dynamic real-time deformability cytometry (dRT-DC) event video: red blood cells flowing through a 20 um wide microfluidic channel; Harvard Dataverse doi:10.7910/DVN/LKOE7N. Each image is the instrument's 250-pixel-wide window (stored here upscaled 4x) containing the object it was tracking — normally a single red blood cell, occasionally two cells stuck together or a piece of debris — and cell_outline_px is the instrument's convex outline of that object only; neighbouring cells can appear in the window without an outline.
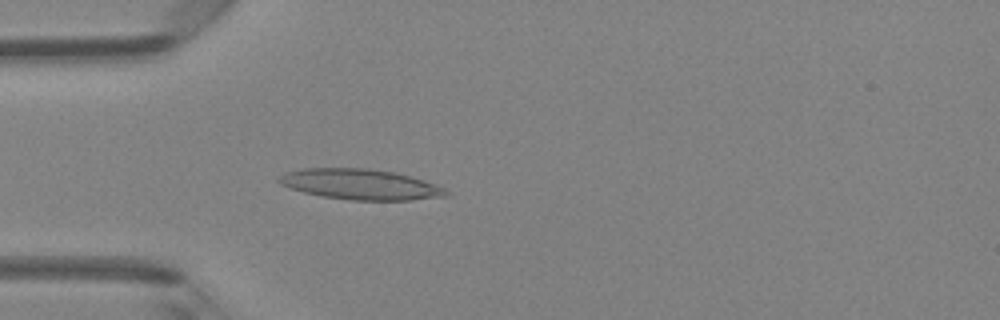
{"species": "Egyptian fruit bat (a non-hibernating species)", "species_latin": "Rousettus aegyptiacus", "temperature_condition": "room temperature", "stored_images_in_passage": 46, "camera_frame_rate_fps": 3000, "um_per_image_px": 0.085, "animal": {"sex": "female"}, "frame": {"image": 1, "passage_image": 13, "time_ms": 4.0, "image_size_px": [1000, 320], "cell_outline_px": [[452, 192], [448, 196], [412, 200], [352, 200], [324, 196], [304, 192], [280, 184], [276, 180], [280, 176], [288, 172], [304, 168], [368, 168], [392, 172], [408, 176], [444, 188]], "centroid_in_image_um": [30.64, 15.67], "position_along_channel_um": 54.4, "area_um2": 29.3}}
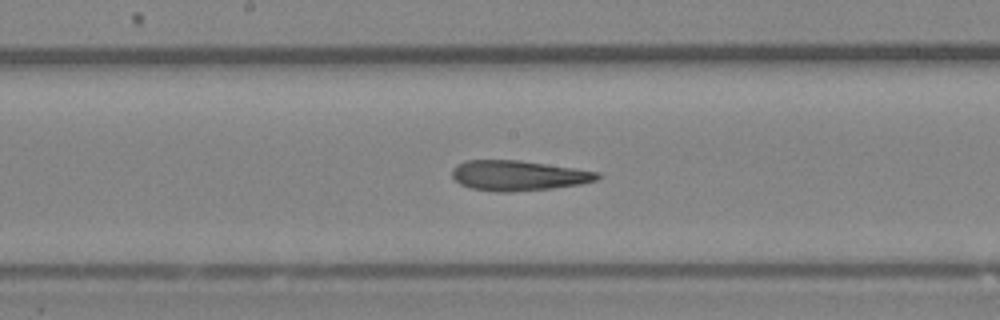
{"frame": {"image": 2, "passage_image": 24, "time_ms": 7.667, "image_size_px": [1000, 320], "cell_outline_px": [[600, 176], [596, 180], [580, 184], [552, 188], [512, 192], [496, 192], [468, 188], [460, 184], [452, 176], [452, 168], [456, 164], [464, 160], [520, 160], [600, 172]], "centroid_in_image_um": [44.0, 14.92], "position_along_channel_um": 204.2, "area_um2": 25.66}}
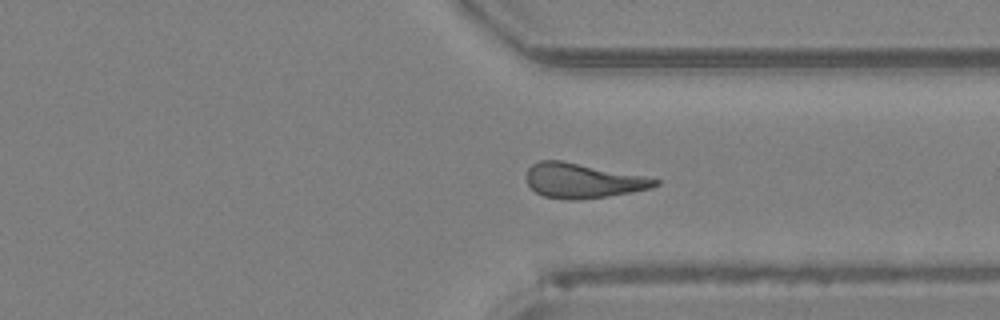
{"frame": {"image": 3, "passage_image": 35, "time_ms": 11.333, "image_size_px": [1000, 320], "cell_outline_px": [[660, 184], [652, 188], [608, 196], [576, 200], [568, 200], [544, 196], [536, 192], [528, 184], [528, 168], [532, 164], [540, 160], [560, 160], [644, 176], [660, 180]], "centroid_in_image_um": [49.54, 15.36], "position_along_channel_um": 361.9, "area_um2": 25.72}, "authors_computed_cell_mechanics": {"area_um2": 25.8366, "velocity_mm_per_s": 4.2794, "shape_relaxation_time_tau1_ms": null, "shape_relaxation_time_tau2_ms": 6.5856, "deformation_change_tau1": null, "deformation_change_tau2": 0.1804}}